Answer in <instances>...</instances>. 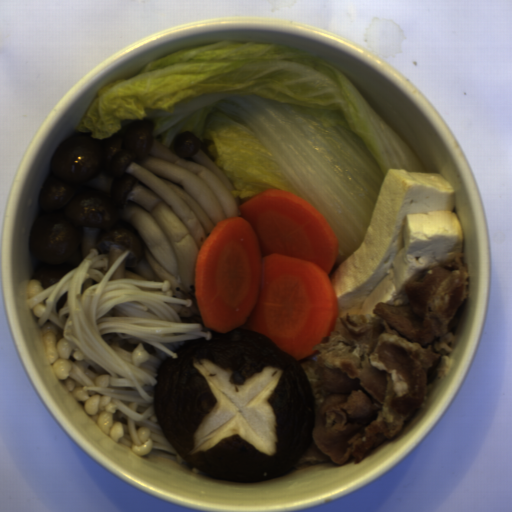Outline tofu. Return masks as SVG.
<instances>
[{
    "label": "tofu",
    "mask_w": 512,
    "mask_h": 512,
    "mask_svg": "<svg viewBox=\"0 0 512 512\" xmlns=\"http://www.w3.org/2000/svg\"><path fill=\"white\" fill-rule=\"evenodd\" d=\"M457 193L439 172L389 169L363 243L330 277L337 317L372 315L404 291L409 279L463 252Z\"/></svg>",
    "instance_id": "1"
}]
</instances>
